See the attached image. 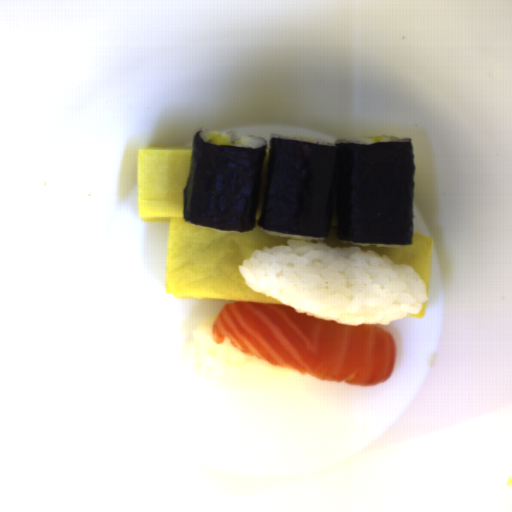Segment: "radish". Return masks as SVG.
Segmentation results:
<instances>
[{
    "mask_svg": "<svg viewBox=\"0 0 512 512\" xmlns=\"http://www.w3.org/2000/svg\"><path fill=\"white\" fill-rule=\"evenodd\" d=\"M209 143H211L214 146H233L232 143L227 142L222 137H219L217 135L211 138Z\"/></svg>",
    "mask_w": 512,
    "mask_h": 512,
    "instance_id": "1",
    "label": "radish"
},
{
    "mask_svg": "<svg viewBox=\"0 0 512 512\" xmlns=\"http://www.w3.org/2000/svg\"><path fill=\"white\" fill-rule=\"evenodd\" d=\"M367 138L375 141V143H376V142H381V140L384 138V135H379V136H375V137H367Z\"/></svg>",
    "mask_w": 512,
    "mask_h": 512,
    "instance_id": "2",
    "label": "radish"
}]
</instances>
